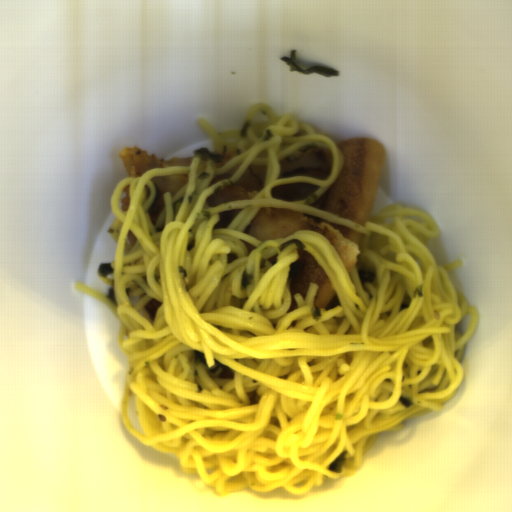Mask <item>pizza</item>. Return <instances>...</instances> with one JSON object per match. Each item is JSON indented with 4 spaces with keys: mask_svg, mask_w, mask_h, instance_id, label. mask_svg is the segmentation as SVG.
I'll return each instance as SVG.
<instances>
[{
    "mask_svg": "<svg viewBox=\"0 0 512 512\" xmlns=\"http://www.w3.org/2000/svg\"><path fill=\"white\" fill-rule=\"evenodd\" d=\"M319 185L307 183V182H296L287 184L274 185L270 189L272 198L283 200L286 202L292 201H306L305 197L310 192H315Z\"/></svg>",
    "mask_w": 512,
    "mask_h": 512,
    "instance_id": "pizza-8",
    "label": "pizza"
},
{
    "mask_svg": "<svg viewBox=\"0 0 512 512\" xmlns=\"http://www.w3.org/2000/svg\"><path fill=\"white\" fill-rule=\"evenodd\" d=\"M279 178L311 177L327 180L332 173L333 159L330 150L324 147L310 148L299 158H283L280 162Z\"/></svg>",
    "mask_w": 512,
    "mask_h": 512,
    "instance_id": "pizza-4",
    "label": "pizza"
},
{
    "mask_svg": "<svg viewBox=\"0 0 512 512\" xmlns=\"http://www.w3.org/2000/svg\"><path fill=\"white\" fill-rule=\"evenodd\" d=\"M268 164L264 166L248 165L240 178L233 184L208 196L209 207L233 201L253 199L266 188Z\"/></svg>",
    "mask_w": 512,
    "mask_h": 512,
    "instance_id": "pizza-5",
    "label": "pizza"
},
{
    "mask_svg": "<svg viewBox=\"0 0 512 512\" xmlns=\"http://www.w3.org/2000/svg\"><path fill=\"white\" fill-rule=\"evenodd\" d=\"M155 189L154 199L147 209V214L151 222L155 225L159 219L165 204L163 195L165 192H170L174 197L175 194L188 182V174H169L162 177H154L149 179Z\"/></svg>",
    "mask_w": 512,
    "mask_h": 512,
    "instance_id": "pizza-7",
    "label": "pizza"
},
{
    "mask_svg": "<svg viewBox=\"0 0 512 512\" xmlns=\"http://www.w3.org/2000/svg\"><path fill=\"white\" fill-rule=\"evenodd\" d=\"M301 229L314 230L326 237L334 246L348 273L357 263L364 235L344 224H337L312 214L262 206L243 232L263 243L284 239Z\"/></svg>",
    "mask_w": 512,
    "mask_h": 512,
    "instance_id": "pizza-2",
    "label": "pizza"
},
{
    "mask_svg": "<svg viewBox=\"0 0 512 512\" xmlns=\"http://www.w3.org/2000/svg\"><path fill=\"white\" fill-rule=\"evenodd\" d=\"M125 240L129 243L130 247L132 248L135 245L137 238L133 234V232L129 229Z\"/></svg>",
    "mask_w": 512,
    "mask_h": 512,
    "instance_id": "pizza-13",
    "label": "pizza"
},
{
    "mask_svg": "<svg viewBox=\"0 0 512 512\" xmlns=\"http://www.w3.org/2000/svg\"><path fill=\"white\" fill-rule=\"evenodd\" d=\"M119 210L127 211L130 206V185H126L120 194L118 201Z\"/></svg>",
    "mask_w": 512,
    "mask_h": 512,
    "instance_id": "pizza-10",
    "label": "pizza"
},
{
    "mask_svg": "<svg viewBox=\"0 0 512 512\" xmlns=\"http://www.w3.org/2000/svg\"><path fill=\"white\" fill-rule=\"evenodd\" d=\"M235 156H238L237 151H232V150H231V151H229V152H226V154H225V156H224V158H223L222 162H214V161H213L215 168L217 169V168H219V167H221V166L225 165V164H226V162H227L228 160H230L231 158H233V157H235Z\"/></svg>",
    "mask_w": 512,
    "mask_h": 512,
    "instance_id": "pizza-12",
    "label": "pizza"
},
{
    "mask_svg": "<svg viewBox=\"0 0 512 512\" xmlns=\"http://www.w3.org/2000/svg\"><path fill=\"white\" fill-rule=\"evenodd\" d=\"M162 306V302L157 299H150L144 306L148 317L153 321L156 317L158 309Z\"/></svg>",
    "mask_w": 512,
    "mask_h": 512,
    "instance_id": "pizza-11",
    "label": "pizza"
},
{
    "mask_svg": "<svg viewBox=\"0 0 512 512\" xmlns=\"http://www.w3.org/2000/svg\"><path fill=\"white\" fill-rule=\"evenodd\" d=\"M195 158V156H194ZM194 158H156L141 148L125 147L120 150V160L127 178H140L146 171L172 166H191Z\"/></svg>",
    "mask_w": 512,
    "mask_h": 512,
    "instance_id": "pizza-6",
    "label": "pizza"
},
{
    "mask_svg": "<svg viewBox=\"0 0 512 512\" xmlns=\"http://www.w3.org/2000/svg\"><path fill=\"white\" fill-rule=\"evenodd\" d=\"M241 210L242 209H231V210H226V211H222V212H217L219 220L214 225L213 229H220V228L228 229L230 223L233 221V219L236 217V215Z\"/></svg>",
    "mask_w": 512,
    "mask_h": 512,
    "instance_id": "pizza-9",
    "label": "pizza"
},
{
    "mask_svg": "<svg viewBox=\"0 0 512 512\" xmlns=\"http://www.w3.org/2000/svg\"><path fill=\"white\" fill-rule=\"evenodd\" d=\"M334 143L344 159L342 170L310 206L365 226L372 216L384 153L372 139Z\"/></svg>",
    "mask_w": 512,
    "mask_h": 512,
    "instance_id": "pizza-1",
    "label": "pizza"
},
{
    "mask_svg": "<svg viewBox=\"0 0 512 512\" xmlns=\"http://www.w3.org/2000/svg\"><path fill=\"white\" fill-rule=\"evenodd\" d=\"M311 283L318 285L313 299L314 307L327 311L341 305L328 276L312 253L297 249V259L290 265L288 277L291 306L287 313L299 309L294 294H300L304 301Z\"/></svg>",
    "mask_w": 512,
    "mask_h": 512,
    "instance_id": "pizza-3",
    "label": "pizza"
}]
</instances>
